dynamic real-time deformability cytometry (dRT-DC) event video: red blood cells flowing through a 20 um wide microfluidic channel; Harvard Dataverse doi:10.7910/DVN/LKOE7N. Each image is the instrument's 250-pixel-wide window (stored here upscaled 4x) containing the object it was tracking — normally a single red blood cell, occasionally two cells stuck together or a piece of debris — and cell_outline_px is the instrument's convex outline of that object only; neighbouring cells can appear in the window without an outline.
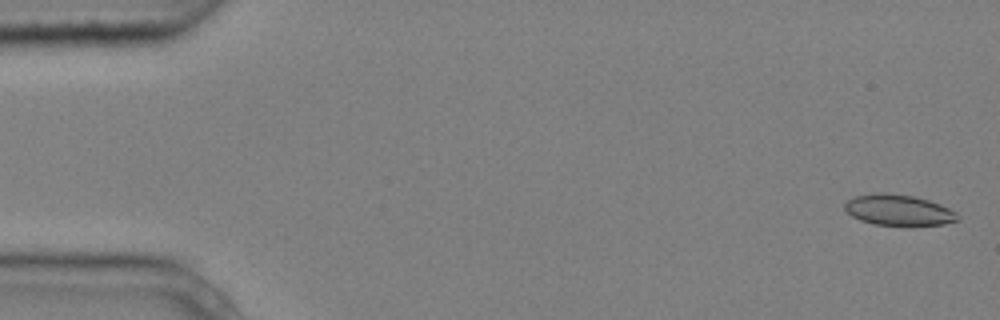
{"species": "common noctule bat (a hibernating species)", "species_latin": "Nyctalus noctula", "temperature_condition": "cold", "stored_images_in_passage": 5, "camera_frame_rate_fps": 3000, "um_per_image_px": 0.085, "animal": {"sex": "male", "body_mass_g": 20.4}, "frame": {"image": 1, "passage_image": 1, "time_ms": 0.0, "image_size_px": [1000, 320], "cell_outline_px": [[960, 220], [944, 224], [912, 228], [908, 228], [872, 224], [860, 220], [852, 216], [844, 208], [844, 204], [848, 200], [856, 196], [880, 192], [888, 192], [912, 196], [928, 200], [940, 204], [956, 212]], "centroid_in_image_um": [76.41, 17.9], "position_along_channel_um": 8.6, "area_um2": 21.04}}
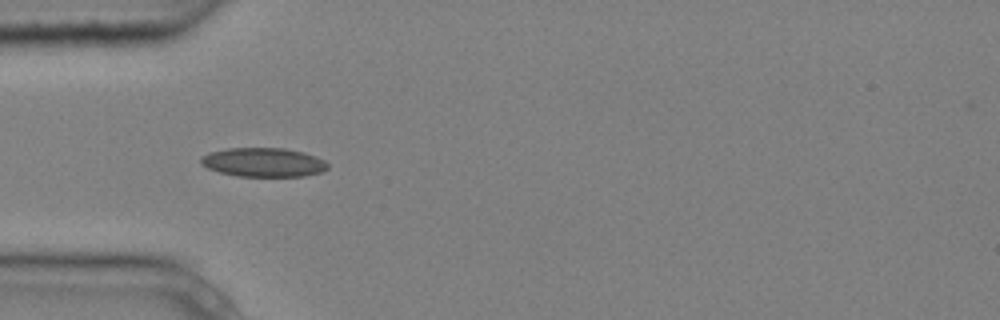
{"frame": {"image": 2, "passage_image": 5, "time_ms": 1.333, "image_size_px": [1000, 320], "cell_outline_px": [[328, 168], [320, 172], [304, 176], [236, 176], [220, 172], [208, 168], [200, 164], [200, 156], [208, 152], [228, 148], [284, 148], [304, 152], [316, 156], [324, 160], [328, 164]], "centroid_in_image_um": [22.37, 13.79], "position_along_channel_um": 62.6, "area_um2": 21.56}}